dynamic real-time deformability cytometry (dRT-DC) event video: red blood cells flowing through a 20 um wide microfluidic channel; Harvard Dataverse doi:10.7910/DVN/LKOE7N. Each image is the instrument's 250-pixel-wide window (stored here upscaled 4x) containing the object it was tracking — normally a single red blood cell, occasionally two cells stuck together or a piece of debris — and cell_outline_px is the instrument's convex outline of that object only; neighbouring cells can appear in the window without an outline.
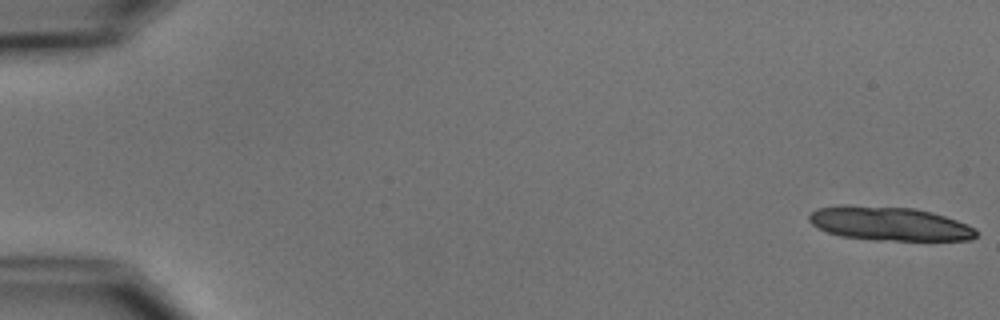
{"species": "common noctule bat (a hibernating species)", "species_latin": "Nyctalus noctula", "temperature_condition": "cold", "stored_images_in_passage": 5, "camera_frame_rate_fps": 3000, "um_per_image_px": 0.085, "animal": {"sex": "male", "body_mass_g": 15.6}, "frame": {"image": 1, "passage_image": 1, "time_ms": 0.0, "image_size_px": [1000, 320], "cell_outline_px": [[980, 232], [972, 240], [872, 240], [840, 236], [828, 232], [812, 224], [808, 220], [808, 216], [816, 208], [840, 204], [848, 204], [912, 208], [932, 212], [968, 224], [976, 228]], "centroid_in_image_um": [75.59, 19.0], "position_along_channel_um": 9.4, "area_um2": 33.35}}